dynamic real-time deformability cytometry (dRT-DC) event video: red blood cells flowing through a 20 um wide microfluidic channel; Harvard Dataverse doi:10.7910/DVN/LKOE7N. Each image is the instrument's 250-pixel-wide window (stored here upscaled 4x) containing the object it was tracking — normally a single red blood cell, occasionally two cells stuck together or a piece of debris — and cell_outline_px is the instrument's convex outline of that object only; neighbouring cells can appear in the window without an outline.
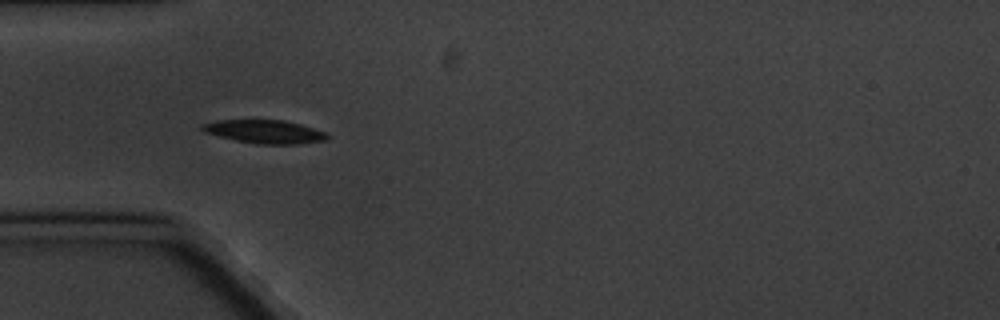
{"species": "common noctule bat (a hibernating species)", "species_latin": "Nyctalus noctula", "temperature_condition": "cold", "stored_images_in_passage": 2, "camera_frame_rate_fps": 3000, "um_per_image_px": 0.085, "animal": {"sex": "male", "body_mass_g": 20.1, "forearm_length_mm": 53.5}, "frame": {"image": 1, "passage_image": 2, "time_ms": 1.333, "image_size_px": [1000, 320], "cell_outline_px": [[332, 136], [324, 140], [296, 144], [256, 144], [236, 140], [204, 132], [200, 128], [200, 124], [216, 120], [280, 120], [300, 124], [328, 132]], "centroid_in_image_um": [22.51, 11.19], "position_along_channel_um": 62.5, "area_um2": 17.05}}